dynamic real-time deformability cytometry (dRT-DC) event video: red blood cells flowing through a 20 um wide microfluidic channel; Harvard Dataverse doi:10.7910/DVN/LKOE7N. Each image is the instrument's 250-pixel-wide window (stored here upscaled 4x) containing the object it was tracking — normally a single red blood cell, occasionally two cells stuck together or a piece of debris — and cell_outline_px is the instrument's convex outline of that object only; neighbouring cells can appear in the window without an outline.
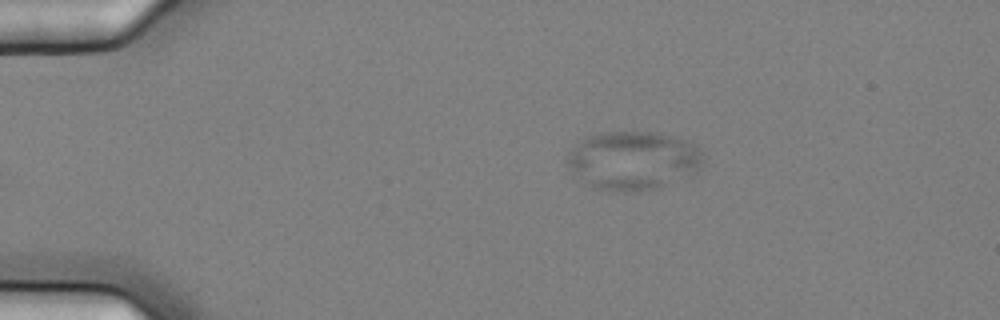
{"species": "common noctule bat (a hibernating species)", "species_latin": "Nyctalus noctula", "temperature_condition": "cold", "stored_images_in_passage": 2, "camera_frame_rate_fps": 3000, "um_per_image_px": 0.085, "animal": {"sex": "female", "body_mass_g": 25.1}, "frame": {"image": 1, "passage_image": 1, "time_ms": 0.0, "image_size_px": [1000, 320], "cell_outline_px": [[704, 160], [700, 168], [696, 172], [660, 188], [636, 192], [600, 188], [588, 184], [564, 160], [568, 152], [580, 140], [588, 136], [604, 132], [656, 132], [672, 136], [684, 140], [700, 148]], "centroid_in_image_um": [53.86, 13.62], "position_along_channel_um": 31.1, "area_um2": 46.01}}